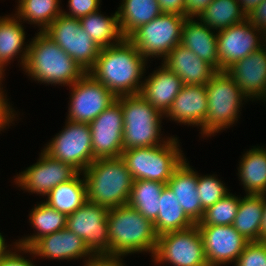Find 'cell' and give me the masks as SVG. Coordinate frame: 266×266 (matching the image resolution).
Here are the masks:
<instances>
[{
	"label": "cell",
	"instance_id": "d590c367",
	"mask_svg": "<svg viewBox=\"0 0 266 266\" xmlns=\"http://www.w3.org/2000/svg\"><path fill=\"white\" fill-rule=\"evenodd\" d=\"M240 197L228 193L212 206L206 208L197 226L232 225L237 215Z\"/></svg>",
	"mask_w": 266,
	"mask_h": 266
},
{
	"label": "cell",
	"instance_id": "b9f144b4",
	"mask_svg": "<svg viewBox=\"0 0 266 266\" xmlns=\"http://www.w3.org/2000/svg\"><path fill=\"white\" fill-rule=\"evenodd\" d=\"M8 103L4 91H0V131L4 128L6 129V126L9 127V124H11L16 118L14 109H12V106Z\"/></svg>",
	"mask_w": 266,
	"mask_h": 266
},
{
	"label": "cell",
	"instance_id": "4316f807",
	"mask_svg": "<svg viewBox=\"0 0 266 266\" xmlns=\"http://www.w3.org/2000/svg\"><path fill=\"white\" fill-rule=\"evenodd\" d=\"M238 175L246 194L266 193V149L253 147L240 160Z\"/></svg>",
	"mask_w": 266,
	"mask_h": 266
},
{
	"label": "cell",
	"instance_id": "8d00e7d4",
	"mask_svg": "<svg viewBox=\"0 0 266 266\" xmlns=\"http://www.w3.org/2000/svg\"><path fill=\"white\" fill-rule=\"evenodd\" d=\"M228 190L223 181L215 175L198 174L197 192L204 210L225 197L229 193Z\"/></svg>",
	"mask_w": 266,
	"mask_h": 266
},
{
	"label": "cell",
	"instance_id": "5bb4252c",
	"mask_svg": "<svg viewBox=\"0 0 266 266\" xmlns=\"http://www.w3.org/2000/svg\"><path fill=\"white\" fill-rule=\"evenodd\" d=\"M262 46H265V33L253 26L248 19L217 31V53L220 71H226L234 63Z\"/></svg>",
	"mask_w": 266,
	"mask_h": 266
},
{
	"label": "cell",
	"instance_id": "e0dca14e",
	"mask_svg": "<svg viewBox=\"0 0 266 266\" xmlns=\"http://www.w3.org/2000/svg\"><path fill=\"white\" fill-rule=\"evenodd\" d=\"M209 266L236 262L248 241L233 225L198 226Z\"/></svg>",
	"mask_w": 266,
	"mask_h": 266
},
{
	"label": "cell",
	"instance_id": "bcb514c9",
	"mask_svg": "<svg viewBox=\"0 0 266 266\" xmlns=\"http://www.w3.org/2000/svg\"><path fill=\"white\" fill-rule=\"evenodd\" d=\"M246 14L257 7L263 0H238Z\"/></svg>",
	"mask_w": 266,
	"mask_h": 266
},
{
	"label": "cell",
	"instance_id": "ba28073f",
	"mask_svg": "<svg viewBox=\"0 0 266 266\" xmlns=\"http://www.w3.org/2000/svg\"><path fill=\"white\" fill-rule=\"evenodd\" d=\"M185 16L162 13L149 23L137 28L127 39L142 56L165 58L169 52L181 43L182 26Z\"/></svg>",
	"mask_w": 266,
	"mask_h": 266
},
{
	"label": "cell",
	"instance_id": "83f0119b",
	"mask_svg": "<svg viewBox=\"0 0 266 266\" xmlns=\"http://www.w3.org/2000/svg\"><path fill=\"white\" fill-rule=\"evenodd\" d=\"M118 7V22L124 38L137 28L162 14L157 0H122Z\"/></svg>",
	"mask_w": 266,
	"mask_h": 266
},
{
	"label": "cell",
	"instance_id": "f1b7e54d",
	"mask_svg": "<svg viewBox=\"0 0 266 266\" xmlns=\"http://www.w3.org/2000/svg\"><path fill=\"white\" fill-rule=\"evenodd\" d=\"M159 199L158 216L153 222L158 236L167 232L185 230L195 225L167 185L162 190Z\"/></svg>",
	"mask_w": 266,
	"mask_h": 266
},
{
	"label": "cell",
	"instance_id": "ac0fdd59",
	"mask_svg": "<svg viewBox=\"0 0 266 266\" xmlns=\"http://www.w3.org/2000/svg\"><path fill=\"white\" fill-rule=\"evenodd\" d=\"M23 252L57 260H77L83 257L87 261L93 256L83 239L67 228L38 239L30 248L23 247Z\"/></svg>",
	"mask_w": 266,
	"mask_h": 266
},
{
	"label": "cell",
	"instance_id": "44dd1931",
	"mask_svg": "<svg viewBox=\"0 0 266 266\" xmlns=\"http://www.w3.org/2000/svg\"><path fill=\"white\" fill-rule=\"evenodd\" d=\"M162 62L169 71L178 75L183 85H206L217 72L181 44L172 49Z\"/></svg>",
	"mask_w": 266,
	"mask_h": 266
},
{
	"label": "cell",
	"instance_id": "d6a6232c",
	"mask_svg": "<svg viewBox=\"0 0 266 266\" xmlns=\"http://www.w3.org/2000/svg\"><path fill=\"white\" fill-rule=\"evenodd\" d=\"M198 19L217 32L245 21L247 14L238 0H213Z\"/></svg>",
	"mask_w": 266,
	"mask_h": 266
},
{
	"label": "cell",
	"instance_id": "5b68a950",
	"mask_svg": "<svg viewBox=\"0 0 266 266\" xmlns=\"http://www.w3.org/2000/svg\"><path fill=\"white\" fill-rule=\"evenodd\" d=\"M116 100L123 112L124 150L162 145L169 140L170 137L165 139L160 135L164 115L144 97L140 94L123 95Z\"/></svg>",
	"mask_w": 266,
	"mask_h": 266
},
{
	"label": "cell",
	"instance_id": "2e32d148",
	"mask_svg": "<svg viewBox=\"0 0 266 266\" xmlns=\"http://www.w3.org/2000/svg\"><path fill=\"white\" fill-rule=\"evenodd\" d=\"M93 159L121 157L123 148V112L116 100L90 124Z\"/></svg>",
	"mask_w": 266,
	"mask_h": 266
},
{
	"label": "cell",
	"instance_id": "603a6c76",
	"mask_svg": "<svg viewBox=\"0 0 266 266\" xmlns=\"http://www.w3.org/2000/svg\"><path fill=\"white\" fill-rule=\"evenodd\" d=\"M182 86L183 83L178 75L162 64L161 68L159 66V69L144 79L140 95L165 115Z\"/></svg>",
	"mask_w": 266,
	"mask_h": 266
},
{
	"label": "cell",
	"instance_id": "30bf717a",
	"mask_svg": "<svg viewBox=\"0 0 266 266\" xmlns=\"http://www.w3.org/2000/svg\"><path fill=\"white\" fill-rule=\"evenodd\" d=\"M66 120L62 131L43 150L82 173L94 161L90 127L87 123Z\"/></svg>",
	"mask_w": 266,
	"mask_h": 266
},
{
	"label": "cell",
	"instance_id": "1f68e13d",
	"mask_svg": "<svg viewBox=\"0 0 266 266\" xmlns=\"http://www.w3.org/2000/svg\"><path fill=\"white\" fill-rule=\"evenodd\" d=\"M29 222L36 229V234L19 239L17 245L30 248L38 239L66 228L67 216L57 211L45 202H41L31 209Z\"/></svg>",
	"mask_w": 266,
	"mask_h": 266
},
{
	"label": "cell",
	"instance_id": "7402d4cb",
	"mask_svg": "<svg viewBox=\"0 0 266 266\" xmlns=\"http://www.w3.org/2000/svg\"><path fill=\"white\" fill-rule=\"evenodd\" d=\"M198 173L186 161L173 172L167 186L176 195L186 215L197 224L203 217L204 209L197 192Z\"/></svg>",
	"mask_w": 266,
	"mask_h": 266
},
{
	"label": "cell",
	"instance_id": "7c38bea8",
	"mask_svg": "<svg viewBox=\"0 0 266 266\" xmlns=\"http://www.w3.org/2000/svg\"><path fill=\"white\" fill-rule=\"evenodd\" d=\"M69 88L71 98L66 118L75 122L90 124L117 99L88 72Z\"/></svg>",
	"mask_w": 266,
	"mask_h": 266
},
{
	"label": "cell",
	"instance_id": "681fc988",
	"mask_svg": "<svg viewBox=\"0 0 266 266\" xmlns=\"http://www.w3.org/2000/svg\"><path fill=\"white\" fill-rule=\"evenodd\" d=\"M4 67H6L3 63H1L0 62V91H3V87L1 86L2 85V80H3V76H4V74H5V69H4Z\"/></svg>",
	"mask_w": 266,
	"mask_h": 266
},
{
	"label": "cell",
	"instance_id": "7a4b0ae2",
	"mask_svg": "<svg viewBox=\"0 0 266 266\" xmlns=\"http://www.w3.org/2000/svg\"><path fill=\"white\" fill-rule=\"evenodd\" d=\"M25 74L38 83L71 86L87 72L44 32L28 44Z\"/></svg>",
	"mask_w": 266,
	"mask_h": 266
},
{
	"label": "cell",
	"instance_id": "f546056e",
	"mask_svg": "<svg viewBox=\"0 0 266 266\" xmlns=\"http://www.w3.org/2000/svg\"><path fill=\"white\" fill-rule=\"evenodd\" d=\"M78 173L73 179L54 187L46 196L45 203L66 216L75 212L87 201L85 178Z\"/></svg>",
	"mask_w": 266,
	"mask_h": 266
},
{
	"label": "cell",
	"instance_id": "6da1fadb",
	"mask_svg": "<svg viewBox=\"0 0 266 266\" xmlns=\"http://www.w3.org/2000/svg\"><path fill=\"white\" fill-rule=\"evenodd\" d=\"M146 64L137 48L124 38L116 45L102 48L88 73L116 97L135 95L140 94Z\"/></svg>",
	"mask_w": 266,
	"mask_h": 266
},
{
	"label": "cell",
	"instance_id": "9c48e42d",
	"mask_svg": "<svg viewBox=\"0 0 266 266\" xmlns=\"http://www.w3.org/2000/svg\"><path fill=\"white\" fill-rule=\"evenodd\" d=\"M152 257L155 264L168 262L174 266H209L197 224L185 230L159 235Z\"/></svg>",
	"mask_w": 266,
	"mask_h": 266
},
{
	"label": "cell",
	"instance_id": "ffe728a7",
	"mask_svg": "<svg viewBox=\"0 0 266 266\" xmlns=\"http://www.w3.org/2000/svg\"><path fill=\"white\" fill-rule=\"evenodd\" d=\"M208 102L205 85H183L165 114L170 120L204 128Z\"/></svg>",
	"mask_w": 266,
	"mask_h": 266
},
{
	"label": "cell",
	"instance_id": "cb8c5ba5",
	"mask_svg": "<svg viewBox=\"0 0 266 266\" xmlns=\"http://www.w3.org/2000/svg\"><path fill=\"white\" fill-rule=\"evenodd\" d=\"M199 19L186 17L182 26L181 45L220 71L217 53V33Z\"/></svg>",
	"mask_w": 266,
	"mask_h": 266
},
{
	"label": "cell",
	"instance_id": "74e56055",
	"mask_svg": "<svg viewBox=\"0 0 266 266\" xmlns=\"http://www.w3.org/2000/svg\"><path fill=\"white\" fill-rule=\"evenodd\" d=\"M235 266H266V241L248 242Z\"/></svg>",
	"mask_w": 266,
	"mask_h": 266
},
{
	"label": "cell",
	"instance_id": "3957f363",
	"mask_svg": "<svg viewBox=\"0 0 266 266\" xmlns=\"http://www.w3.org/2000/svg\"><path fill=\"white\" fill-rule=\"evenodd\" d=\"M109 255L124 257L138 252L155 253L158 235L154 224L128 204L108 209Z\"/></svg>",
	"mask_w": 266,
	"mask_h": 266
},
{
	"label": "cell",
	"instance_id": "d6986e66",
	"mask_svg": "<svg viewBox=\"0 0 266 266\" xmlns=\"http://www.w3.org/2000/svg\"><path fill=\"white\" fill-rule=\"evenodd\" d=\"M226 72L249 100H261L266 94V45L234 63Z\"/></svg>",
	"mask_w": 266,
	"mask_h": 266
},
{
	"label": "cell",
	"instance_id": "f6af8a7d",
	"mask_svg": "<svg viewBox=\"0 0 266 266\" xmlns=\"http://www.w3.org/2000/svg\"><path fill=\"white\" fill-rule=\"evenodd\" d=\"M213 0H185L186 17L198 18Z\"/></svg>",
	"mask_w": 266,
	"mask_h": 266
},
{
	"label": "cell",
	"instance_id": "c3c4849f",
	"mask_svg": "<svg viewBox=\"0 0 266 266\" xmlns=\"http://www.w3.org/2000/svg\"><path fill=\"white\" fill-rule=\"evenodd\" d=\"M7 243H5L4 236L0 233V259L3 258L10 250L7 249Z\"/></svg>",
	"mask_w": 266,
	"mask_h": 266
},
{
	"label": "cell",
	"instance_id": "836d02e7",
	"mask_svg": "<svg viewBox=\"0 0 266 266\" xmlns=\"http://www.w3.org/2000/svg\"><path fill=\"white\" fill-rule=\"evenodd\" d=\"M166 184L150 180H135L128 205L154 222L159 212V197Z\"/></svg>",
	"mask_w": 266,
	"mask_h": 266
},
{
	"label": "cell",
	"instance_id": "4dcf8cb0",
	"mask_svg": "<svg viewBox=\"0 0 266 266\" xmlns=\"http://www.w3.org/2000/svg\"><path fill=\"white\" fill-rule=\"evenodd\" d=\"M84 33L102 49L120 43L124 36L121 33L117 11L112 16H104L99 10L81 17Z\"/></svg>",
	"mask_w": 266,
	"mask_h": 266
},
{
	"label": "cell",
	"instance_id": "ab89813d",
	"mask_svg": "<svg viewBox=\"0 0 266 266\" xmlns=\"http://www.w3.org/2000/svg\"><path fill=\"white\" fill-rule=\"evenodd\" d=\"M16 242L14 243L15 246V252L9 251L3 258L0 259V266H35L31 260L25 259L23 256L20 254L23 253V246L20 245H15ZM18 249V251H17ZM19 254H18V253ZM21 252V253H20Z\"/></svg>",
	"mask_w": 266,
	"mask_h": 266
},
{
	"label": "cell",
	"instance_id": "ee69618b",
	"mask_svg": "<svg viewBox=\"0 0 266 266\" xmlns=\"http://www.w3.org/2000/svg\"><path fill=\"white\" fill-rule=\"evenodd\" d=\"M162 13H173L186 17L185 0H157Z\"/></svg>",
	"mask_w": 266,
	"mask_h": 266
},
{
	"label": "cell",
	"instance_id": "484cf974",
	"mask_svg": "<svg viewBox=\"0 0 266 266\" xmlns=\"http://www.w3.org/2000/svg\"><path fill=\"white\" fill-rule=\"evenodd\" d=\"M263 194H246L240 197L234 228L248 241H261Z\"/></svg>",
	"mask_w": 266,
	"mask_h": 266
},
{
	"label": "cell",
	"instance_id": "4fadbf2b",
	"mask_svg": "<svg viewBox=\"0 0 266 266\" xmlns=\"http://www.w3.org/2000/svg\"><path fill=\"white\" fill-rule=\"evenodd\" d=\"M108 209L86 201L67 216L66 228L81 237L93 255H109Z\"/></svg>",
	"mask_w": 266,
	"mask_h": 266
},
{
	"label": "cell",
	"instance_id": "7bdbcfd3",
	"mask_svg": "<svg viewBox=\"0 0 266 266\" xmlns=\"http://www.w3.org/2000/svg\"><path fill=\"white\" fill-rule=\"evenodd\" d=\"M122 260L123 258L120 256L93 255L85 261L84 266H124L125 264L122 263Z\"/></svg>",
	"mask_w": 266,
	"mask_h": 266
},
{
	"label": "cell",
	"instance_id": "d4e9b609",
	"mask_svg": "<svg viewBox=\"0 0 266 266\" xmlns=\"http://www.w3.org/2000/svg\"><path fill=\"white\" fill-rule=\"evenodd\" d=\"M21 22L15 14L13 17L9 15L0 17V62L5 66L19 55L20 65L24 67L29 46L28 44L25 46L26 36Z\"/></svg>",
	"mask_w": 266,
	"mask_h": 266
},
{
	"label": "cell",
	"instance_id": "52a82bcc",
	"mask_svg": "<svg viewBox=\"0 0 266 266\" xmlns=\"http://www.w3.org/2000/svg\"><path fill=\"white\" fill-rule=\"evenodd\" d=\"M208 109L201 135L213 136L237 122L247 97L226 71H217L205 85Z\"/></svg>",
	"mask_w": 266,
	"mask_h": 266
},
{
	"label": "cell",
	"instance_id": "7dc6e473",
	"mask_svg": "<svg viewBox=\"0 0 266 266\" xmlns=\"http://www.w3.org/2000/svg\"><path fill=\"white\" fill-rule=\"evenodd\" d=\"M263 217H262V224H261V241H266V193L263 194Z\"/></svg>",
	"mask_w": 266,
	"mask_h": 266
},
{
	"label": "cell",
	"instance_id": "e575fe53",
	"mask_svg": "<svg viewBox=\"0 0 266 266\" xmlns=\"http://www.w3.org/2000/svg\"><path fill=\"white\" fill-rule=\"evenodd\" d=\"M16 16L29 24L38 25L43 32L60 14L59 0H18Z\"/></svg>",
	"mask_w": 266,
	"mask_h": 266
},
{
	"label": "cell",
	"instance_id": "277c9868",
	"mask_svg": "<svg viewBox=\"0 0 266 266\" xmlns=\"http://www.w3.org/2000/svg\"><path fill=\"white\" fill-rule=\"evenodd\" d=\"M82 174L88 201L107 209L128 204L134 179L121 157L95 159Z\"/></svg>",
	"mask_w": 266,
	"mask_h": 266
},
{
	"label": "cell",
	"instance_id": "60d3db41",
	"mask_svg": "<svg viewBox=\"0 0 266 266\" xmlns=\"http://www.w3.org/2000/svg\"><path fill=\"white\" fill-rule=\"evenodd\" d=\"M247 19L253 26L266 33V0L247 14Z\"/></svg>",
	"mask_w": 266,
	"mask_h": 266
},
{
	"label": "cell",
	"instance_id": "f35d334b",
	"mask_svg": "<svg viewBox=\"0 0 266 266\" xmlns=\"http://www.w3.org/2000/svg\"><path fill=\"white\" fill-rule=\"evenodd\" d=\"M101 0H69V12L62 11V14L71 18H78L87 16L90 13L100 10Z\"/></svg>",
	"mask_w": 266,
	"mask_h": 266
},
{
	"label": "cell",
	"instance_id": "8992f818",
	"mask_svg": "<svg viewBox=\"0 0 266 266\" xmlns=\"http://www.w3.org/2000/svg\"><path fill=\"white\" fill-rule=\"evenodd\" d=\"M177 137L162 144L123 150L121 158L135 180H150L167 184L176 168L184 161Z\"/></svg>",
	"mask_w": 266,
	"mask_h": 266
},
{
	"label": "cell",
	"instance_id": "8fae6325",
	"mask_svg": "<svg viewBox=\"0 0 266 266\" xmlns=\"http://www.w3.org/2000/svg\"><path fill=\"white\" fill-rule=\"evenodd\" d=\"M43 32L86 72L94 66L101 48L84 33L78 18L60 14Z\"/></svg>",
	"mask_w": 266,
	"mask_h": 266
},
{
	"label": "cell",
	"instance_id": "f907efd6",
	"mask_svg": "<svg viewBox=\"0 0 266 266\" xmlns=\"http://www.w3.org/2000/svg\"><path fill=\"white\" fill-rule=\"evenodd\" d=\"M264 101H266V94L264 95V97L262 98Z\"/></svg>",
	"mask_w": 266,
	"mask_h": 266
},
{
	"label": "cell",
	"instance_id": "9a60e30c",
	"mask_svg": "<svg viewBox=\"0 0 266 266\" xmlns=\"http://www.w3.org/2000/svg\"><path fill=\"white\" fill-rule=\"evenodd\" d=\"M38 161L17 174L14 181L18 187L29 193L46 196L54 187L73 179L79 172L60 160L52 158L41 150Z\"/></svg>",
	"mask_w": 266,
	"mask_h": 266
}]
</instances>
